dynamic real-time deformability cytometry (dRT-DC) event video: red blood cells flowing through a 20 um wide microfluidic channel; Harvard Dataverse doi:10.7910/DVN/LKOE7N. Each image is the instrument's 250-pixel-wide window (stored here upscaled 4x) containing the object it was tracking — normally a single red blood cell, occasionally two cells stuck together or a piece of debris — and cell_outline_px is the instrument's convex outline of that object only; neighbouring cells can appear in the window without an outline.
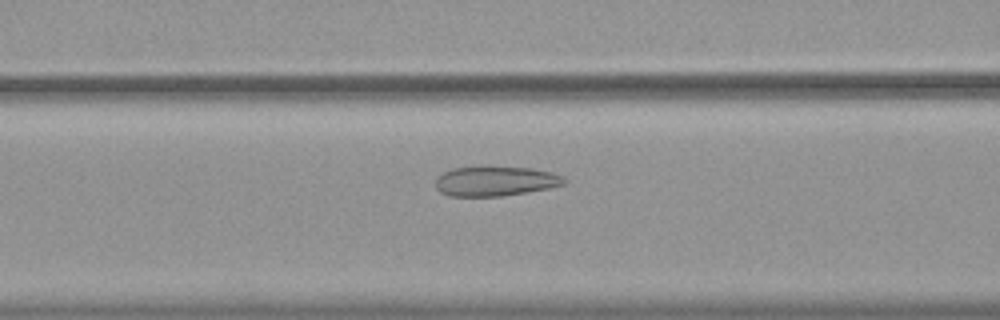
{"species": "common noctule bat (a hibernating species)", "species_latin": "Nyctalus noctula", "temperature_condition": "warm", "stored_images_in_passage": 55, "camera_frame_rate_fps": 3000, "um_per_image_px": 0.085, "animal": {"sex": "female", "body_mass_g": 19.9}, "frame": {"image": 1, "passage_image": 23, "time_ms": 7.333, "image_size_px": [1000, 320], "cell_outline_px": [[568, 180], [564, 184], [548, 188], [500, 196], [448, 196], [440, 192], [436, 188], [436, 176], [452, 168], [532, 168], [552, 172], [564, 176]], "centroid_in_image_um": [42.11, 15.41], "position_along_channel_um": 124.5, "area_um2": 21.91}}
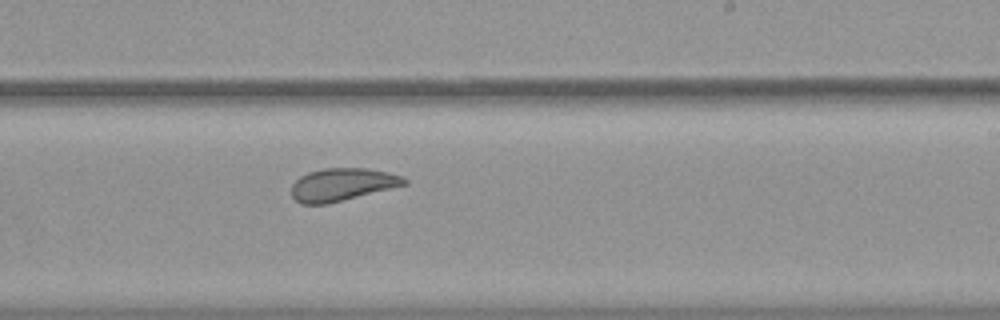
{"frame": {"image": 2, "passage_image": 34, "time_ms": 11.0, "image_size_px": [1000, 320], "cell_outline_px": [[408, 184], [328, 204], [300, 204], [292, 196], [292, 184], [300, 176], [308, 172], [324, 168], [368, 168], [388, 172], [404, 176], [408, 180]], "centroid_in_image_um": [29.11, 15.68], "position_along_channel_um": 259.9, "area_um2": 21.62}}
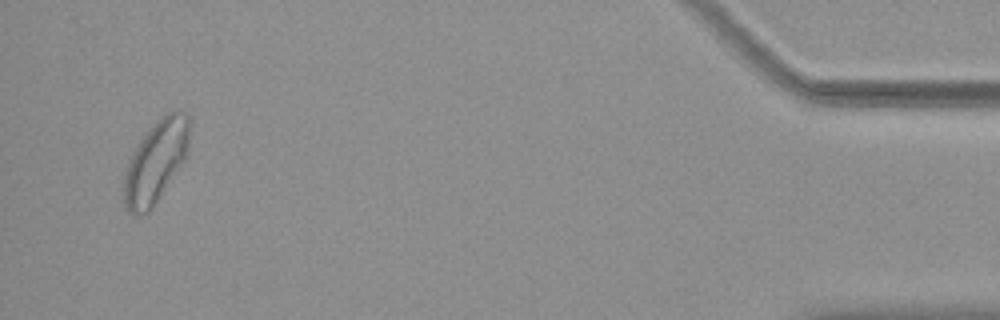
{"frame": {"image": 3, "passage_image": 53, "time_ms": 17.333, "image_size_px": [1000, 320], "cell_outline_px": [[188, 148], [184, 160], [148, 212], [140, 216], [128, 212], [124, 204], [124, 176], [128, 160], [144, 132], [160, 116], [168, 112], [180, 108], [188, 116]], "centroid_in_image_um": [13.21, 13.69], "position_along_channel_um": 422.0, "area_um2": 31.1}, "authors_computed_cell_mechanics": {"area_um2": 27.9174, "velocity_mm_per_s": 3.715, "shape_relaxation_time_tau1_ms": null, "shape_relaxation_time_tau2_ms": 1.4821, "deformation_change_tau1": null, "deformation_change_tau2": 0.0879}}